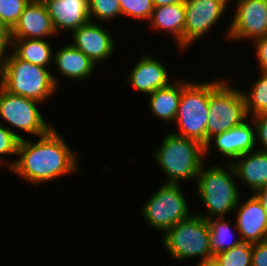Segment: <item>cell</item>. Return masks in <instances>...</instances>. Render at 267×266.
<instances>
[{
    "label": "cell",
    "instance_id": "cell-1",
    "mask_svg": "<svg viewBox=\"0 0 267 266\" xmlns=\"http://www.w3.org/2000/svg\"><path fill=\"white\" fill-rule=\"evenodd\" d=\"M19 158L9 168L19 177L40 184L60 176L76 172L77 157L54 127L35 143L21 139L18 144Z\"/></svg>",
    "mask_w": 267,
    "mask_h": 266
},
{
    "label": "cell",
    "instance_id": "cell-2",
    "mask_svg": "<svg viewBox=\"0 0 267 266\" xmlns=\"http://www.w3.org/2000/svg\"><path fill=\"white\" fill-rule=\"evenodd\" d=\"M160 145L153 157L167 175L165 184L197 179L200 168L204 165L202 158H205V145L174 133H168Z\"/></svg>",
    "mask_w": 267,
    "mask_h": 266
},
{
    "label": "cell",
    "instance_id": "cell-3",
    "mask_svg": "<svg viewBox=\"0 0 267 266\" xmlns=\"http://www.w3.org/2000/svg\"><path fill=\"white\" fill-rule=\"evenodd\" d=\"M0 85L8 92L45 102L57 89L56 77L47 68L10 53L0 73Z\"/></svg>",
    "mask_w": 267,
    "mask_h": 266
},
{
    "label": "cell",
    "instance_id": "cell-4",
    "mask_svg": "<svg viewBox=\"0 0 267 266\" xmlns=\"http://www.w3.org/2000/svg\"><path fill=\"white\" fill-rule=\"evenodd\" d=\"M228 165V171L219 165L207 170L203 169L204 166L200 168L196 188L208 214L198 215L206 220L225 217L226 213L233 211L239 205L241 195L233 180L234 177L237 178L236 172L232 163L229 162Z\"/></svg>",
    "mask_w": 267,
    "mask_h": 266
},
{
    "label": "cell",
    "instance_id": "cell-5",
    "mask_svg": "<svg viewBox=\"0 0 267 266\" xmlns=\"http://www.w3.org/2000/svg\"><path fill=\"white\" fill-rule=\"evenodd\" d=\"M225 81L220 79L211 82L205 156L210 149L212 137L243 124L248 117L243 92L230 87Z\"/></svg>",
    "mask_w": 267,
    "mask_h": 266
},
{
    "label": "cell",
    "instance_id": "cell-6",
    "mask_svg": "<svg viewBox=\"0 0 267 266\" xmlns=\"http://www.w3.org/2000/svg\"><path fill=\"white\" fill-rule=\"evenodd\" d=\"M162 244L174 259L202 257L201 261H205L214 258L208 222L198 214H191L168 229Z\"/></svg>",
    "mask_w": 267,
    "mask_h": 266
},
{
    "label": "cell",
    "instance_id": "cell-7",
    "mask_svg": "<svg viewBox=\"0 0 267 266\" xmlns=\"http://www.w3.org/2000/svg\"><path fill=\"white\" fill-rule=\"evenodd\" d=\"M211 81L202 83L182 82V95L177 110L176 135L201 142L206 146V127L209 112Z\"/></svg>",
    "mask_w": 267,
    "mask_h": 266
},
{
    "label": "cell",
    "instance_id": "cell-8",
    "mask_svg": "<svg viewBox=\"0 0 267 266\" xmlns=\"http://www.w3.org/2000/svg\"><path fill=\"white\" fill-rule=\"evenodd\" d=\"M142 212L149 225L163 233L191 215L179 184H163L149 197Z\"/></svg>",
    "mask_w": 267,
    "mask_h": 266
},
{
    "label": "cell",
    "instance_id": "cell-9",
    "mask_svg": "<svg viewBox=\"0 0 267 266\" xmlns=\"http://www.w3.org/2000/svg\"><path fill=\"white\" fill-rule=\"evenodd\" d=\"M36 104H40V102L12 94L0 85V116L2 119L13 127L39 137L48 133L53 126L45 123Z\"/></svg>",
    "mask_w": 267,
    "mask_h": 266
},
{
    "label": "cell",
    "instance_id": "cell-10",
    "mask_svg": "<svg viewBox=\"0 0 267 266\" xmlns=\"http://www.w3.org/2000/svg\"><path fill=\"white\" fill-rule=\"evenodd\" d=\"M237 9L227 39L253 41L267 36V0H235Z\"/></svg>",
    "mask_w": 267,
    "mask_h": 266
},
{
    "label": "cell",
    "instance_id": "cell-11",
    "mask_svg": "<svg viewBox=\"0 0 267 266\" xmlns=\"http://www.w3.org/2000/svg\"><path fill=\"white\" fill-rule=\"evenodd\" d=\"M230 0H184V49L201 38L225 12Z\"/></svg>",
    "mask_w": 267,
    "mask_h": 266
},
{
    "label": "cell",
    "instance_id": "cell-12",
    "mask_svg": "<svg viewBox=\"0 0 267 266\" xmlns=\"http://www.w3.org/2000/svg\"><path fill=\"white\" fill-rule=\"evenodd\" d=\"M54 34L46 4L39 0H30L11 29V39H43Z\"/></svg>",
    "mask_w": 267,
    "mask_h": 266
},
{
    "label": "cell",
    "instance_id": "cell-13",
    "mask_svg": "<svg viewBox=\"0 0 267 266\" xmlns=\"http://www.w3.org/2000/svg\"><path fill=\"white\" fill-rule=\"evenodd\" d=\"M73 45L96 65L109 58L114 51V40L107 30L89 20L72 32Z\"/></svg>",
    "mask_w": 267,
    "mask_h": 266
},
{
    "label": "cell",
    "instance_id": "cell-14",
    "mask_svg": "<svg viewBox=\"0 0 267 266\" xmlns=\"http://www.w3.org/2000/svg\"><path fill=\"white\" fill-rule=\"evenodd\" d=\"M237 210L236 230L243 242L258 243L267 240V215L260 201L253 194Z\"/></svg>",
    "mask_w": 267,
    "mask_h": 266
},
{
    "label": "cell",
    "instance_id": "cell-15",
    "mask_svg": "<svg viewBox=\"0 0 267 266\" xmlns=\"http://www.w3.org/2000/svg\"><path fill=\"white\" fill-rule=\"evenodd\" d=\"M45 4L58 34L62 29L73 32L90 20L88 0H51Z\"/></svg>",
    "mask_w": 267,
    "mask_h": 266
},
{
    "label": "cell",
    "instance_id": "cell-16",
    "mask_svg": "<svg viewBox=\"0 0 267 266\" xmlns=\"http://www.w3.org/2000/svg\"><path fill=\"white\" fill-rule=\"evenodd\" d=\"M133 67L127 80L141 93L149 95L157 89L170 85L166 66L151 55H143Z\"/></svg>",
    "mask_w": 267,
    "mask_h": 266
},
{
    "label": "cell",
    "instance_id": "cell-17",
    "mask_svg": "<svg viewBox=\"0 0 267 266\" xmlns=\"http://www.w3.org/2000/svg\"><path fill=\"white\" fill-rule=\"evenodd\" d=\"M213 138L218 151L229 157L231 159L230 163L242 154L252 152L257 142L254 122L252 127L246 121L237 127L215 135Z\"/></svg>",
    "mask_w": 267,
    "mask_h": 266
},
{
    "label": "cell",
    "instance_id": "cell-18",
    "mask_svg": "<svg viewBox=\"0 0 267 266\" xmlns=\"http://www.w3.org/2000/svg\"><path fill=\"white\" fill-rule=\"evenodd\" d=\"M232 166L237 178L254 192L267 185V151L255 150L239 156Z\"/></svg>",
    "mask_w": 267,
    "mask_h": 266
},
{
    "label": "cell",
    "instance_id": "cell-19",
    "mask_svg": "<svg viewBox=\"0 0 267 266\" xmlns=\"http://www.w3.org/2000/svg\"><path fill=\"white\" fill-rule=\"evenodd\" d=\"M53 61L58 71L65 77L71 79H85L91 76L95 63L73 44L63 46L54 54Z\"/></svg>",
    "mask_w": 267,
    "mask_h": 266
},
{
    "label": "cell",
    "instance_id": "cell-20",
    "mask_svg": "<svg viewBox=\"0 0 267 266\" xmlns=\"http://www.w3.org/2000/svg\"><path fill=\"white\" fill-rule=\"evenodd\" d=\"M153 29L167 31L184 51L185 5L184 2L155 7L150 18Z\"/></svg>",
    "mask_w": 267,
    "mask_h": 266
},
{
    "label": "cell",
    "instance_id": "cell-21",
    "mask_svg": "<svg viewBox=\"0 0 267 266\" xmlns=\"http://www.w3.org/2000/svg\"><path fill=\"white\" fill-rule=\"evenodd\" d=\"M176 82L149 94L150 109L157 118L175 121L182 95V81Z\"/></svg>",
    "mask_w": 267,
    "mask_h": 266
},
{
    "label": "cell",
    "instance_id": "cell-22",
    "mask_svg": "<svg viewBox=\"0 0 267 266\" xmlns=\"http://www.w3.org/2000/svg\"><path fill=\"white\" fill-rule=\"evenodd\" d=\"M11 46L17 58L45 68L54 58L50 44L44 39H12Z\"/></svg>",
    "mask_w": 267,
    "mask_h": 266
},
{
    "label": "cell",
    "instance_id": "cell-23",
    "mask_svg": "<svg viewBox=\"0 0 267 266\" xmlns=\"http://www.w3.org/2000/svg\"><path fill=\"white\" fill-rule=\"evenodd\" d=\"M210 231V248L212 250L213 257L221 252L230 250L232 247H235L241 244L243 241L241 238L234 241H229V237L233 235L232 230L229 226V221H225V217L214 219H207Z\"/></svg>",
    "mask_w": 267,
    "mask_h": 266
},
{
    "label": "cell",
    "instance_id": "cell-24",
    "mask_svg": "<svg viewBox=\"0 0 267 266\" xmlns=\"http://www.w3.org/2000/svg\"><path fill=\"white\" fill-rule=\"evenodd\" d=\"M261 72V77L252 85L251 91H243L247 114H251L249 117L267 113V71Z\"/></svg>",
    "mask_w": 267,
    "mask_h": 266
},
{
    "label": "cell",
    "instance_id": "cell-25",
    "mask_svg": "<svg viewBox=\"0 0 267 266\" xmlns=\"http://www.w3.org/2000/svg\"><path fill=\"white\" fill-rule=\"evenodd\" d=\"M220 266H252V244L242 242L213 258Z\"/></svg>",
    "mask_w": 267,
    "mask_h": 266
},
{
    "label": "cell",
    "instance_id": "cell-26",
    "mask_svg": "<svg viewBox=\"0 0 267 266\" xmlns=\"http://www.w3.org/2000/svg\"><path fill=\"white\" fill-rule=\"evenodd\" d=\"M121 15L140 20H150L154 10L153 0H119Z\"/></svg>",
    "mask_w": 267,
    "mask_h": 266
},
{
    "label": "cell",
    "instance_id": "cell-27",
    "mask_svg": "<svg viewBox=\"0 0 267 266\" xmlns=\"http://www.w3.org/2000/svg\"><path fill=\"white\" fill-rule=\"evenodd\" d=\"M89 16L96 17L98 20H111L115 16L121 15L119 0H88Z\"/></svg>",
    "mask_w": 267,
    "mask_h": 266
},
{
    "label": "cell",
    "instance_id": "cell-28",
    "mask_svg": "<svg viewBox=\"0 0 267 266\" xmlns=\"http://www.w3.org/2000/svg\"><path fill=\"white\" fill-rule=\"evenodd\" d=\"M29 2L30 0H0V23L11 30Z\"/></svg>",
    "mask_w": 267,
    "mask_h": 266
},
{
    "label": "cell",
    "instance_id": "cell-29",
    "mask_svg": "<svg viewBox=\"0 0 267 266\" xmlns=\"http://www.w3.org/2000/svg\"><path fill=\"white\" fill-rule=\"evenodd\" d=\"M22 136L15 133L10 127L2 126L0 123V164L3 163L1 157L4 155H17L19 141ZM3 155V156H2Z\"/></svg>",
    "mask_w": 267,
    "mask_h": 266
},
{
    "label": "cell",
    "instance_id": "cell-30",
    "mask_svg": "<svg viewBox=\"0 0 267 266\" xmlns=\"http://www.w3.org/2000/svg\"><path fill=\"white\" fill-rule=\"evenodd\" d=\"M252 122L255 125V135L262 147L260 150L267 151V113L256 114L252 116Z\"/></svg>",
    "mask_w": 267,
    "mask_h": 266
},
{
    "label": "cell",
    "instance_id": "cell-31",
    "mask_svg": "<svg viewBox=\"0 0 267 266\" xmlns=\"http://www.w3.org/2000/svg\"><path fill=\"white\" fill-rule=\"evenodd\" d=\"M252 266H267V240L252 244Z\"/></svg>",
    "mask_w": 267,
    "mask_h": 266
},
{
    "label": "cell",
    "instance_id": "cell-32",
    "mask_svg": "<svg viewBox=\"0 0 267 266\" xmlns=\"http://www.w3.org/2000/svg\"><path fill=\"white\" fill-rule=\"evenodd\" d=\"M12 44L11 30L4 24L0 23V73L9 54L5 55V50Z\"/></svg>",
    "mask_w": 267,
    "mask_h": 266
},
{
    "label": "cell",
    "instance_id": "cell-33",
    "mask_svg": "<svg viewBox=\"0 0 267 266\" xmlns=\"http://www.w3.org/2000/svg\"><path fill=\"white\" fill-rule=\"evenodd\" d=\"M257 59L261 71H267V36L255 40Z\"/></svg>",
    "mask_w": 267,
    "mask_h": 266
},
{
    "label": "cell",
    "instance_id": "cell-34",
    "mask_svg": "<svg viewBox=\"0 0 267 266\" xmlns=\"http://www.w3.org/2000/svg\"><path fill=\"white\" fill-rule=\"evenodd\" d=\"M254 195L262 204V207L264 208L265 213L267 215V185L257 189L254 192Z\"/></svg>",
    "mask_w": 267,
    "mask_h": 266
},
{
    "label": "cell",
    "instance_id": "cell-35",
    "mask_svg": "<svg viewBox=\"0 0 267 266\" xmlns=\"http://www.w3.org/2000/svg\"><path fill=\"white\" fill-rule=\"evenodd\" d=\"M179 2H184V0H153L154 7L176 4Z\"/></svg>",
    "mask_w": 267,
    "mask_h": 266
},
{
    "label": "cell",
    "instance_id": "cell-36",
    "mask_svg": "<svg viewBox=\"0 0 267 266\" xmlns=\"http://www.w3.org/2000/svg\"><path fill=\"white\" fill-rule=\"evenodd\" d=\"M197 266H215V260L210 259V260H205V261H199Z\"/></svg>",
    "mask_w": 267,
    "mask_h": 266
},
{
    "label": "cell",
    "instance_id": "cell-37",
    "mask_svg": "<svg viewBox=\"0 0 267 266\" xmlns=\"http://www.w3.org/2000/svg\"><path fill=\"white\" fill-rule=\"evenodd\" d=\"M39 1L46 3L47 1H51V0H39Z\"/></svg>",
    "mask_w": 267,
    "mask_h": 266
}]
</instances>
